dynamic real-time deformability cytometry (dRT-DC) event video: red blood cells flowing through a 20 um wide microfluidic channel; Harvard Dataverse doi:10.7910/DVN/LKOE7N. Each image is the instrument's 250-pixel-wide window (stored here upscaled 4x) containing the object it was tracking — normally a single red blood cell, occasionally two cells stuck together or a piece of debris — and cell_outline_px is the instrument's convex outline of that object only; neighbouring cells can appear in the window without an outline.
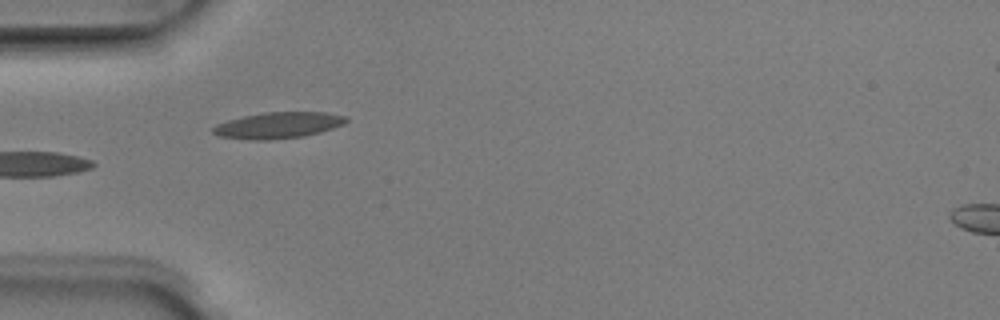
{"species": "Egyptian fruit bat (a non-hibernating species)", "species_latin": "Rousettus aegyptiacus", "temperature_condition": "room temperature", "stored_images_in_passage": 7, "camera_frame_rate_fps": 3000, "um_per_image_px": 0.085, "animal": {"sex": "male"}, "frame": {"image": 1, "passage_image": 5, "time_ms": 1.333, "image_size_px": [1000, 320], "cell_outline_px": [[348, 120], [344, 124], [320, 132], [304, 136], [268, 140], [256, 140], [220, 136], [212, 132], [212, 128], [216, 124], [228, 120], [244, 116], [264, 112], [324, 112], [348, 116]], "centroid_in_image_um": [23.67, 10.64], "position_along_channel_um": 61.3, "area_um2": 20.23}}
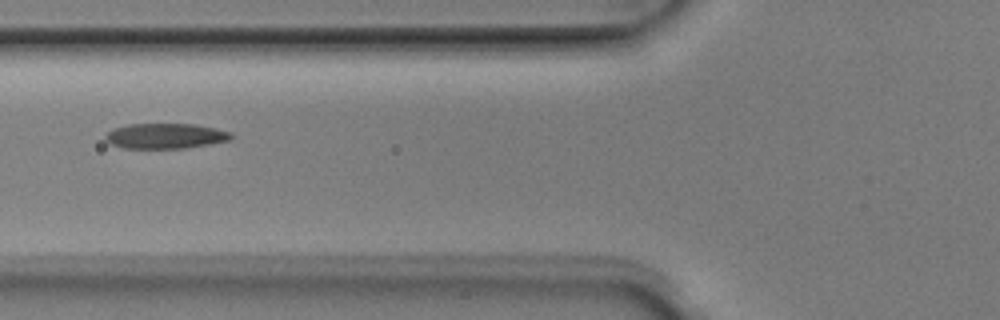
{"frame": {"image": 2, "passage_image": 6, "time_ms": 1.667, "image_size_px": [1000, 320], "cell_outline_px": [[232, 136], [228, 140], [188, 148], [124, 148], [108, 144], [104, 140], [104, 136], [112, 128], [128, 124], [196, 124], [216, 128], [232, 132]], "centroid_in_image_um": [14.01, 11.55], "position_along_channel_um": 111.8, "area_um2": 18.67}}
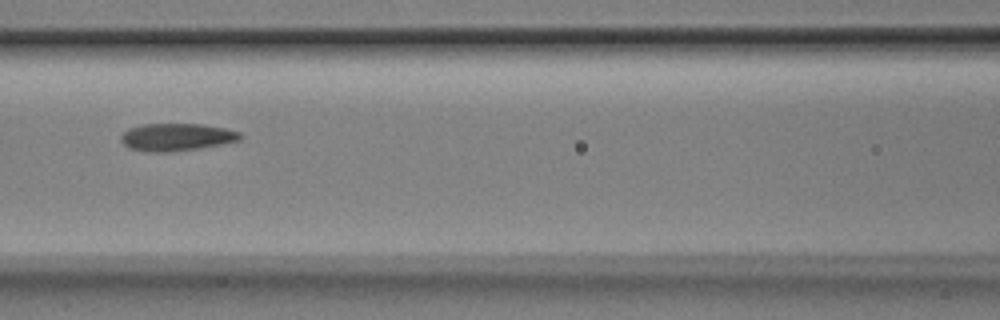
{"frame": {"image": 3, "passage_image": 7, "time_ms": 2.0, "image_size_px": [1000, 320], "cell_outline_px": [[244, 136], [240, 140], [200, 148], [168, 152], [144, 152], [128, 148], [120, 140], [120, 136], [128, 128], [140, 124], [200, 124], [224, 128], [240, 132]], "centroid_in_image_um": [14.97, 11.65], "position_along_channel_um": 151.6, "area_um2": 19.25}}